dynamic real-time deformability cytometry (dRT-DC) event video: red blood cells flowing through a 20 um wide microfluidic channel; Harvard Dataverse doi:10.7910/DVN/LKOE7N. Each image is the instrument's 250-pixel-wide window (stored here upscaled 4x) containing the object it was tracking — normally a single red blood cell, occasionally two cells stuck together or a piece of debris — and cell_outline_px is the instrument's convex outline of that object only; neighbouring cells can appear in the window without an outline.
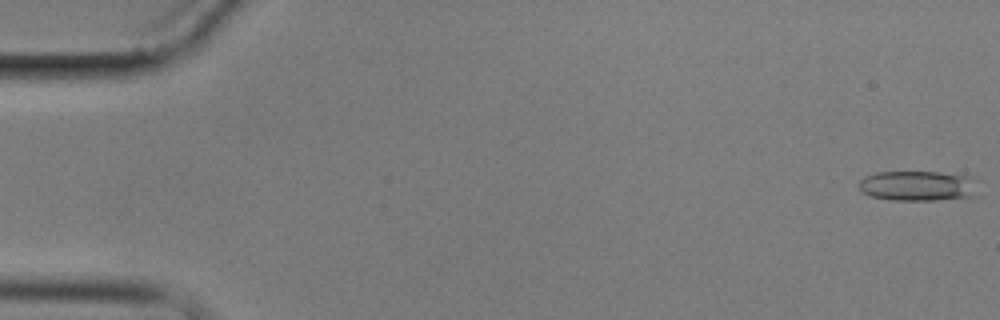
{"species": "common noctule bat (a hibernating species)", "species_latin": "Nyctalus noctula", "temperature_condition": "cold", "stored_images_in_passage": 5, "camera_frame_rate_fps": 3000, "um_per_image_px": 0.085, "animal": {"sex": "male", "body_mass_g": 17.9}, "frame": {"image": 1, "passage_image": 1, "time_ms": 0.0, "image_size_px": [1000, 320], "cell_outline_px": [[976, 196], [936, 200], [892, 200], [872, 196], [860, 192], [856, 184], [864, 176], [876, 172], [936, 172], [964, 176], [972, 180]], "centroid_in_image_um": [77.88, 15.8], "position_along_channel_um": 7.1, "area_um2": 20.69}}
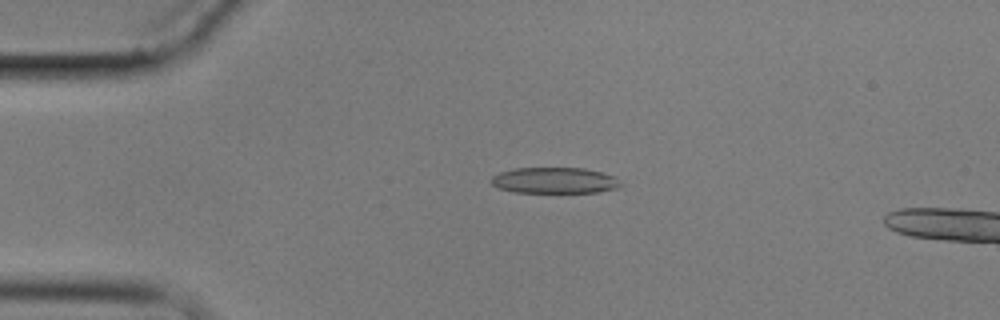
{"frame": {"image": 2, "passage_image": 4, "time_ms": 4.0, "image_size_px": [1000, 320], "cell_outline_px": [[620, 184], [616, 188], [600, 192], [516, 192], [500, 188], [492, 184], [488, 180], [492, 176], [500, 172], [516, 168], [584, 168], [616, 176]], "centroid_in_image_um": [47.12, 15.33], "position_along_channel_um": 37.9, "area_um2": 19.48}}